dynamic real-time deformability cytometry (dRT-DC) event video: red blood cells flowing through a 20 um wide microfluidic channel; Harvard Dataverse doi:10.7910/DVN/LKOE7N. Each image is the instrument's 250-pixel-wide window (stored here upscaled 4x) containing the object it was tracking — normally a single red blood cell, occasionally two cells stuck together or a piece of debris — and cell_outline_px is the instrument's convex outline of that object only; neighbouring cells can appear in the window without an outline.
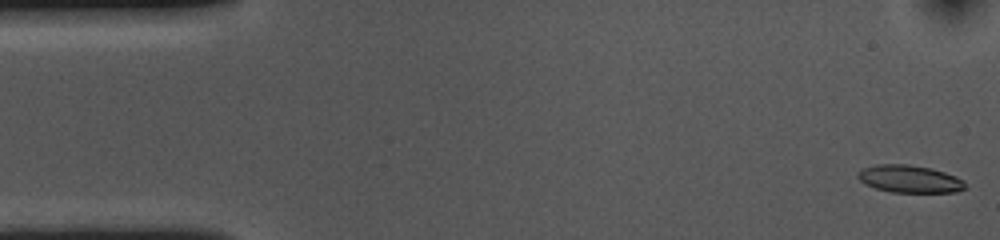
{"species": "common noctule bat (a hibernating species)", "species_latin": "Nyctalus noctula", "temperature_condition": "cold", "stored_images_in_passage": 55, "segment_of_instrument_passage": [1, 2], "camera_frame_rate_fps": 3000, "um_per_image_px": 0.085, "animal": {"sex": "female", "body_mass_g": 10.0, "forearm_length_mm": 53.1}, "frame": {"image": 1, "passage_image": 1, "time_ms": 0.0, "image_size_px": [1000, 240], "cell_outline_px": [[968, 188], [956, 192], [892, 192], [876, 188], [864, 184], [856, 176], [856, 172], [864, 168], [876, 164], [908, 164], [932, 168], [956, 176], [964, 180]], "centroid_in_image_um": [77.33, 15.21], "position_along_channel_um": 7.7, "area_um2": 17.4}}
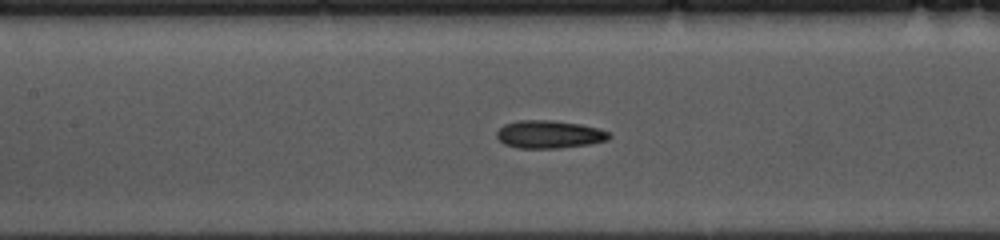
{"frame": {"image": 2, "passage_image": 23, "time_ms": 7.333, "image_size_px": [1000, 240], "cell_outline_px": [[612, 136], [608, 140], [592, 144], [556, 148], [520, 148], [504, 144], [496, 136], [496, 132], [504, 124], [520, 120], [552, 120], [580, 124], [596, 128], [608, 132]], "centroid_in_image_um": [46.69, 11.42], "position_along_channel_um": 160.7, "area_um2": 18.21}}
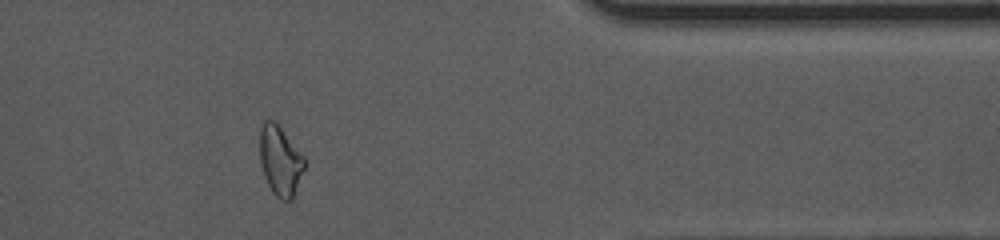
{"frame": {"image": 3, "passage_image": 44, "time_ms": 14.333, "image_size_px": [1000, 240], "cell_outline_px": [[304, 168], [292, 200], [280, 200], [272, 192], [264, 176], [260, 160], [260, 128], [264, 120], [276, 120], [304, 156]], "centroid_in_image_um": [23.81, 13.63], "position_along_channel_um": 387.6, "area_um2": 18.21}}